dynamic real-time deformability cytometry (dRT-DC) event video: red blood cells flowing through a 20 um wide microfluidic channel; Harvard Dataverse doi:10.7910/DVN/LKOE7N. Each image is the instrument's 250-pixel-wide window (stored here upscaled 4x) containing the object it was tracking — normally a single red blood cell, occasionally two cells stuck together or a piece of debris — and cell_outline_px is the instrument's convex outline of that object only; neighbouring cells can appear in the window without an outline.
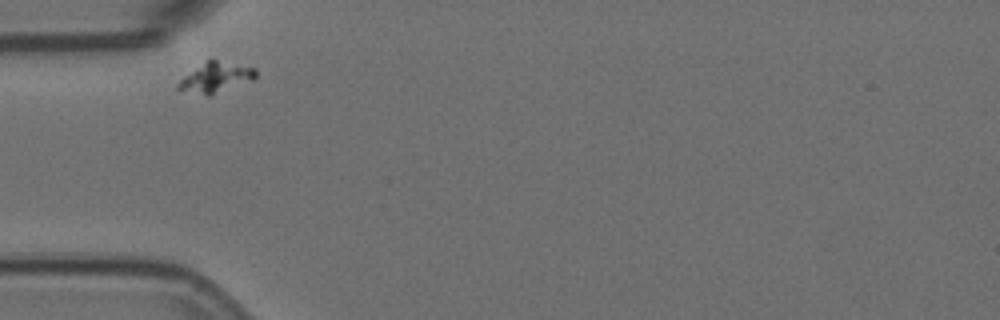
{"species": "Egyptian fruit bat (a non-hibernating species)", "species_latin": "Rousettus aegyptiacus", "temperature_condition": "room temperature", "stored_images_in_passage": 1, "camera_frame_rate_fps": 3000, "um_per_image_px": 0.085, "animal": {"sex": "female"}, "frame": {"image": 1, "passage_image": 1, "time_ms": 0.0, "image_size_px": [1000, 320], "cell_outline_px": [[256, 76], [252, 80], [208, 96], [176, 88], [176, 84], [184, 76], [208, 60], [216, 60], [256, 68]], "centroid_in_image_um": [18.34, 6.59], "position_along_channel_um": 66.7, "area_um2": 13.12}}